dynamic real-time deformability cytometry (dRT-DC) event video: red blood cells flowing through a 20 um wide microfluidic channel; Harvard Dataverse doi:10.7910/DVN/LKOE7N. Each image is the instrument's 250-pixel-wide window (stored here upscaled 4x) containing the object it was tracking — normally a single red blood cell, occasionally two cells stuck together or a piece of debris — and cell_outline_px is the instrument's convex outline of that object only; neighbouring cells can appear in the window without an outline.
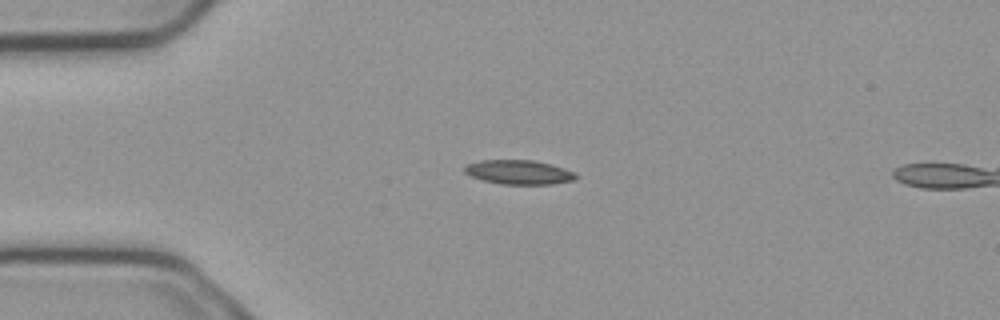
{"species": "common noctule bat (a hibernating species)", "species_latin": "Nyctalus noctula", "temperature_condition": "cold", "stored_images_in_passage": 4, "camera_frame_rate_fps": 3000, "um_per_image_px": 0.085, "animal": {"sex": "male", "body_mass_g": 23.1, "forearm_length_mm": 52.7}, "frame": {"image": 1, "passage_image": 3, "time_ms": 0.667, "image_size_px": [1000, 320], "cell_outline_px": [[576, 176], [572, 180], [552, 184], [500, 184], [484, 180], [472, 176], [464, 172], [464, 164], [480, 160], [536, 160], [552, 164], [576, 172]], "centroid_in_image_um": [44.09, 14.62], "position_along_channel_um": 40.9, "area_um2": 15.78}}